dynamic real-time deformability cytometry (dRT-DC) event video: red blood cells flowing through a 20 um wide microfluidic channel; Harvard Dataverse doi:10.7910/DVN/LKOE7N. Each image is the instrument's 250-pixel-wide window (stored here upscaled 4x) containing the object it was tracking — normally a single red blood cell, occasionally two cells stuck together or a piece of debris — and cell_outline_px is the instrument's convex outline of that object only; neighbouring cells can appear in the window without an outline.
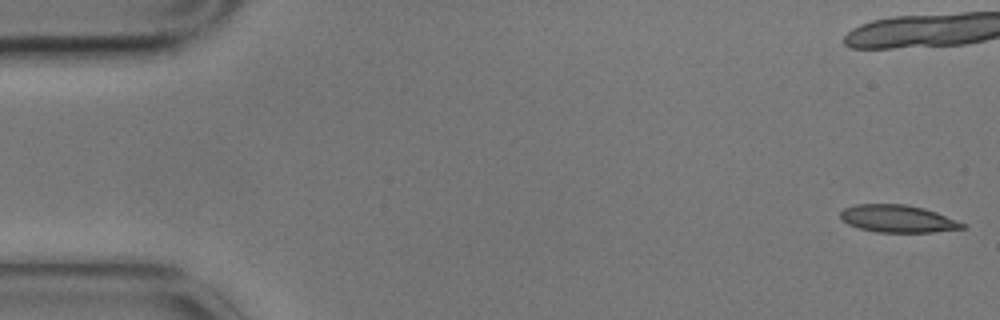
{"species": "common noctule bat (a hibernating species)", "species_latin": "Nyctalus noctula", "temperature_condition": "cold", "stored_images_in_passage": 6, "camera_frame_rate_fps": 3000, "um_per_image_px": 0.085, "animal": {"sex": "male", "body_mass_g": 17.9}, "frame": {"image": 1, "passage_image": 1, "time_ms": 0.0, "image_size_px": [1000, 320], "cell_outline_px": [[968, 228], [932, 232], [876, 232], [860, 228], [848, 224], [840, 220], [840, 212], [844, 208], [856, 204], [904, 204], [924, 208], [936, 212], [968, 224]], "centroid_in_image_um": [76.33, 18.59], "position_along_channel_um": 8.7, "area_um2": 19.65}}